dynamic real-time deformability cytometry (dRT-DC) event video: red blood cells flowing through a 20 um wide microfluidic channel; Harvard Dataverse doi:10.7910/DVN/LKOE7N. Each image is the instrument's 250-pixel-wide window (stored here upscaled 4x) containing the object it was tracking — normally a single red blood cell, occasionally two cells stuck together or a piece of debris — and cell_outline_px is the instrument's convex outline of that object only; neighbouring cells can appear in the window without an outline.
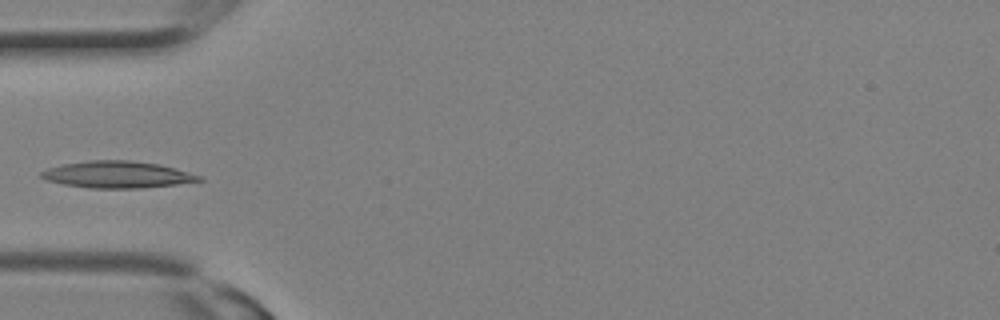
{"species": "Egyptian fruit bat (a non-hibernating species)", "species_latin": "Rousettus aegyptiacus", "temperature_condition": "room temperature", "stored_images_in_passage": 2, "camera_frame_rate_fps": 3000, "um_per_image_px": 0.085, "animal": {"sex": "female"}, "frame": {"image": 1, "passage_image": 1, "time_ms": 0.0, "image_size_px": [1000, 320], "cell_outline_px": [[204, 180], [176, 184], [140, 188], [88, 188], [64, 184], [44, 180], [40, 176], [40, 172], [48, 168], [64, 164], [88, 160], [128, 160], [160, 164], [176, 168], [200, 176]], "centroid_in_image_um": [9.94, 14.84], "position_along_channel_um": 75.1, "area_um2": 24.57}}